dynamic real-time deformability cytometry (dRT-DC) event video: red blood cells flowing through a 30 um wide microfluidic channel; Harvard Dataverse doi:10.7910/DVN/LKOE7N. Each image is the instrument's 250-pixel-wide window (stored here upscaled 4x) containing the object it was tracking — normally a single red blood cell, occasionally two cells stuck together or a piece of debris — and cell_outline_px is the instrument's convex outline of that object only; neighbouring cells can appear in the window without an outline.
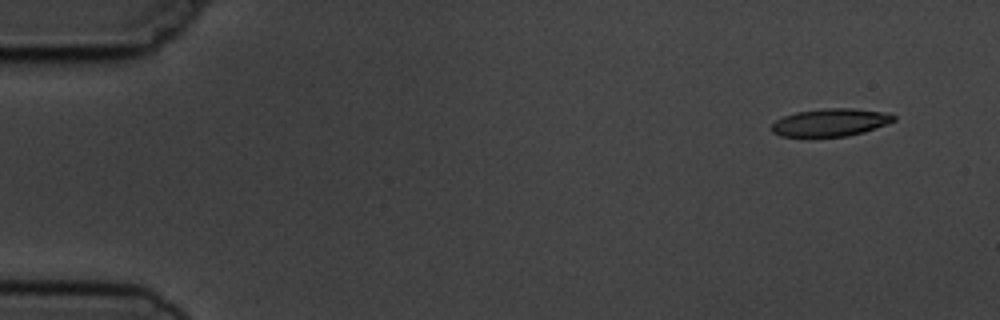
{"species": "common noctule bat (a hibernating species)", "species_latin": "Nyctalus noctula", "temperature_condition": "cold", "stored_images_in_passage": 9, "camera_frame_rate_fps": 3000, "um_per_image_px": 0.085, "animal": {"sex": "male", "body_mass_g": 19.5, "forearm_length_mm": 54.6}, "frame": {"image": 1, "passage_image": 1, "time_ms": 0.0, "image_size_px": [1000, 320], "cell_outline_px": [[896, 120], [864, 132], [848, 136], [780, 136], [772, 132], [772, 124], [776, 120], [784, 116], [796, 112], [824, 108], [852, 108], [884, 112], [896, 116]], "centroid_in_image_um": [70.59, 10.4], "position_along_channel_um": 14.4, "area_um2": 19.54}}
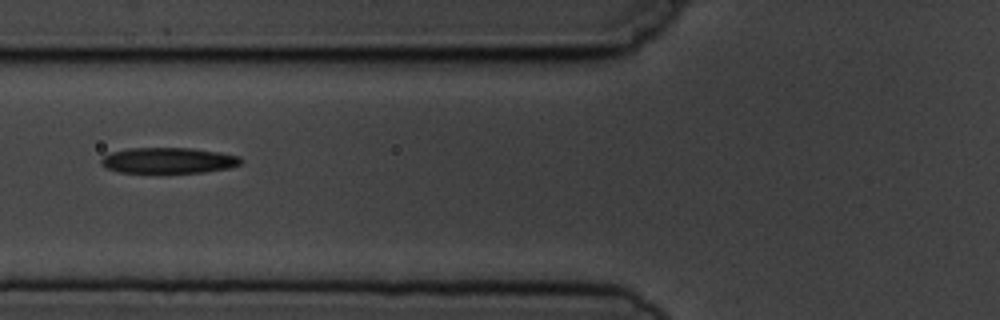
{"frame": {"image": 2, "passage_image": 6, "time_ms": 5.667, "image_size_px": [1000, 320], "cell_outline_px": [[244, 160], [240, 164], [228, 168], [204, 172], [120, 172], [108, 168], [100, 164], [100, 160], [104, 156], [112, 152], [128, 148], [192, 148], [220, 152], [240, 156]], "centroid_in_image_um": [14.35, 13.63], "position_along_channel_um": 111.5, "area_um2": 20.87}}
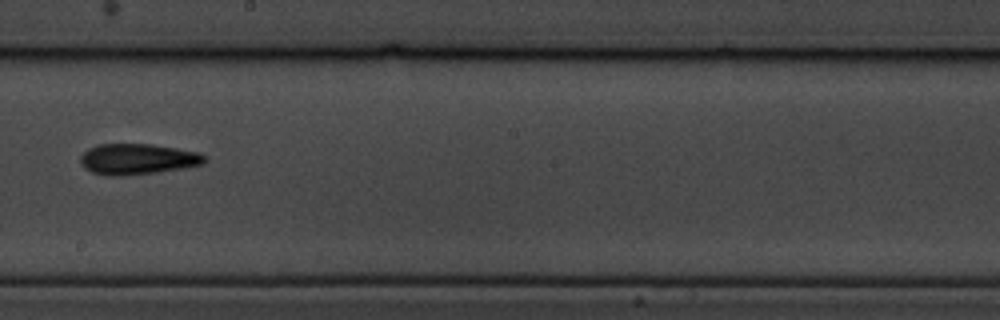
{"frame": {"image": 3, "passage_image": 9, "time_ms": 9.0, "image_size_px": [1000, 320], "cell_outline_px": [[208, 160], [204, 164], [184, 168], [156, 172], [120, 176], [108, 176], [92, 172], [84, 168], [80, 160], [80, 156], [88, 148], [100, 144], [152, 144], [200, 152]], "centroid_in_image_um": [11.71, 13.52], "position_along_channel_um": 236.5, "area_um2": 22.37}}